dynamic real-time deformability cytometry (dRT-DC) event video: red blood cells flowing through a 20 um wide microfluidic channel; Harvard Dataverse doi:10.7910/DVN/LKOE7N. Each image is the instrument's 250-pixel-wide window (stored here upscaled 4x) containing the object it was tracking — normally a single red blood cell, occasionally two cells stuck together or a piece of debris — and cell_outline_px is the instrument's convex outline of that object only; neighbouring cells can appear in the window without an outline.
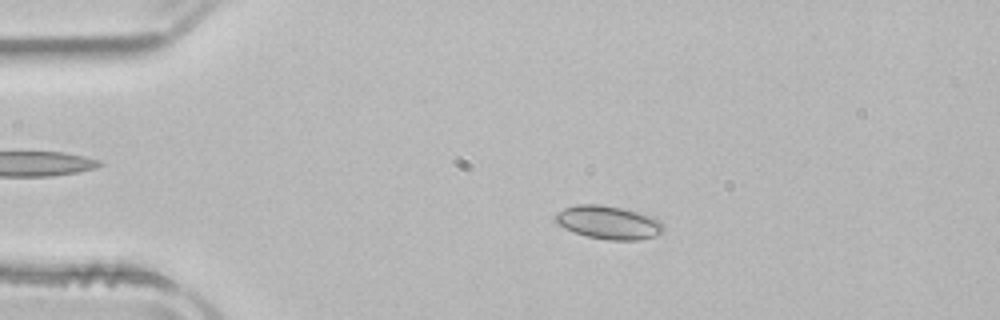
{"species": "common noctule bat (a hibernating species)", "species_latin": "Nyctalus noctula", "temperature_condition": "room temperature", "stored_images_in_passage": 45, "camera_frame_rate_fps": 3000, "um_per_image_px": 0.085, "animal": {"sex": "male", "body_mass_g": 21.5, "forearm_length_mm": 52.0}, "frame": {"image": 1, "passage_image": 4, "time_ms": 1.0, "image_size_px": [1000, 320], "cell_outline_px": [[664, 228], [656, 236], [640, 240], [608, 240], [588, 236], [564, 228], [552, 220], [556, 212], [564, 208], [576, 204], [600, 204], [620, 208], [636, 212], [660, 220], [664, 224]], "centroid_in_image_um": [51.68, 18.91], "position_along_channel_um": 33.3, "area_um2": 20.92}}
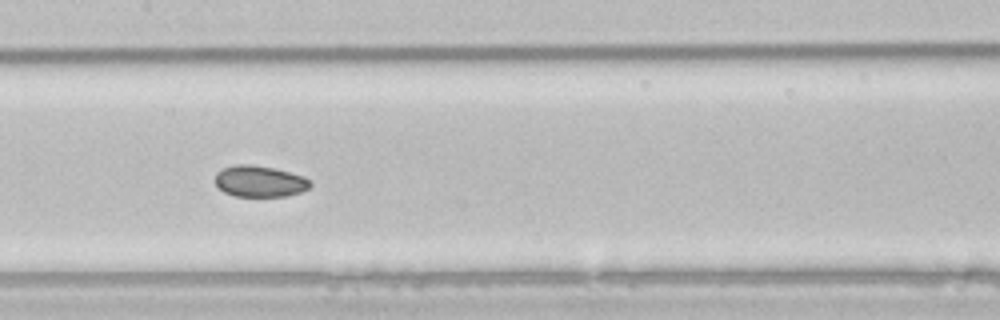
{"frame": {"image": 2, "passage_image": 19, "time_ms": 6.0, "image_size_px": [1000, 320], "cell_outline_px": [[312, 184], [308, 188], [300, 192], [288, 196], [236, 196], [224, 192], [216, 184], [216, 172], [220, 168], [236, 164], [252, 164], [272, 168], [304, 176], [312, 180]], "centroid_in_image_um": [22.08, 15.4], "position_along_channel_um": 185.3, "area_um2": 17.4}}
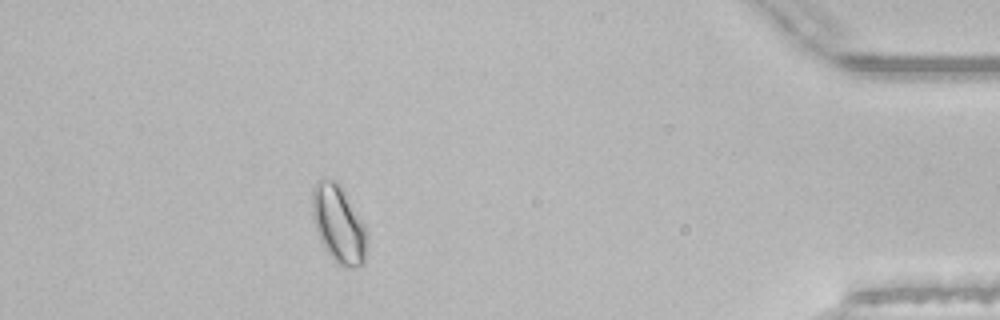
{"frame": {"image": 3, "passage_image": 40, "time_ms": 13.0, "image_size_px": [1000, 320], "cell_outline_px": [[364, 264], [352, 268], [348, 268], [332, 260], [324, 248], [320, 240], [312, 220], [312, 188], [316, 180], [336, 180], [340, 184], [364, 224]], "centroid_in_image_um": [28.72, 19.03], "position_along_channel_um": 406.5, "area_um2": 24.39}, "authors_computed_cell_mechanics": {"area_um2": 18.6116, "velocity_mm_per_s": 3.9105, "shape_relaxation_time_tau1_ms": 7.073, "shape_relaxation_time_tau2_ms": 3.3849, "deformation_change_tau1": 0.0652, "deformation_change_tau2": 0.0532}}